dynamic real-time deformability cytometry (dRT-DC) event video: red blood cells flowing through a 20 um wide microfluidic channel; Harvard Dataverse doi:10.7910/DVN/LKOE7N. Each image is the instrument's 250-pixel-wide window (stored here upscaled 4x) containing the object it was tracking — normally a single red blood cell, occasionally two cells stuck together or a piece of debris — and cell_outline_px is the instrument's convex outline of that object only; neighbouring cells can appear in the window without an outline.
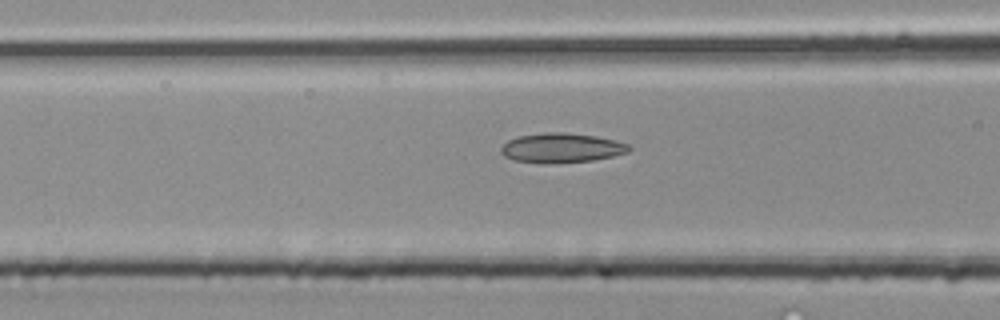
{"species": "common noctule bat (a hibernating species)", "species_latin": "Nyctalus noctula", "temperature_condition": "room temperature", "stored_images_in_passage": 24, "camera_frame_rate_fps": 3000, "um_per_image_px": 0.085, "animal": {"sex": "male", "body_mass_g": 20.4}, "frame": {"image": 1, "passage_image": 15, "time_ms": 4.667, "image_size_px": [1000, 320], "cell_outline_px": [[632, 148], [628, 152], [612, 156], [592, 160], [552, 164], [540, 164], [516, 160], [504, 156], [500, 152], [500, 148], [508, 140], [516, 136], [544, 132], [564, 132], [596, 136], [616, 140], [628, 144]], "centroid_in_image_um": [47.7, 12.57], "position_along_channel_um": 118.9, "area_um2": 22.31}}
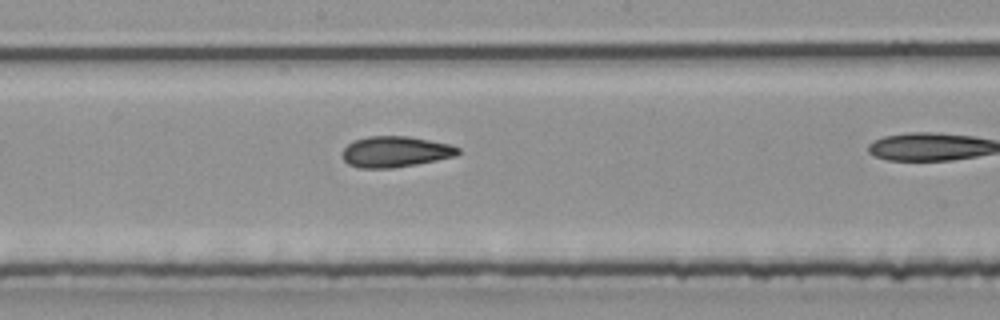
{"frame": {"image": 2, "passage_image": 21, "time_ms": 6.667, "image_size_px": [1000, 320], "cell_outline_px": [[460, 152], [456, 156], [416, 164], [392, 168], [360, 168], [348, 164], [340, 156], [344, 148], [352, 140], [368, 136], [408, 136], [448, 144], [460, 148]], "centroid_in_image_um": [33.56, 12.89], "position_along_channel_um": 214.6, "area_um2": 20.87}}
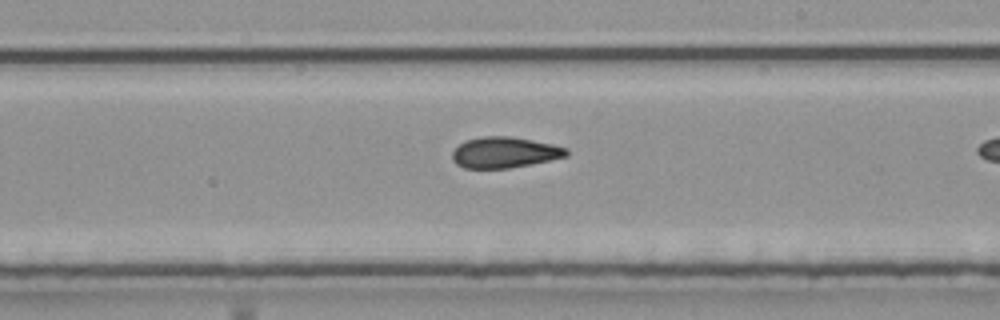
{"frame": {"image": 3, "passage_image": 23, "time_ms": 7.333, "image_size_px": [1000, 320], "cell_outline_px": [[568, 156], [508, 168], [464, 168], [456, 164], [452, 160], [452, 152], [464, 140], [484, 136], [508, 136], [532, 140], [552, 144], [568, 148]], "centroid_in_image_um": [42.86, 12.95], "position_along_channel_um": 246.1, "area_um2": 20.4}}